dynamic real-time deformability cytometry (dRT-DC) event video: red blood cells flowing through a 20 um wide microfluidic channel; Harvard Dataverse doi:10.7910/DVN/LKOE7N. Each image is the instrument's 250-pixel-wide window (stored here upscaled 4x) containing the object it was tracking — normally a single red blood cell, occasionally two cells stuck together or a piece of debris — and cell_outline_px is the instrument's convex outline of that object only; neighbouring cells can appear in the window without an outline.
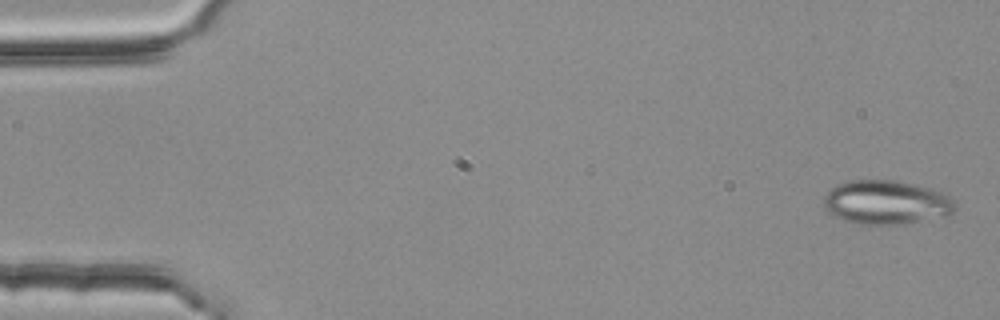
{"species": "common noctule bat (a hibernating species)", "species_latin": "Nyctalus noctula", "temperature_condition": "room temperature", "stored_images_in_passage": 4, "camera_frame_rate_fps": 3000, "um_per_image_px": 0.085, "animal": {"sex": "female", "body_mass_g": 25.1}, "frame": {"image": 1, "passage_image": 1, "time_ms": 0.0, "image_size_px": [1000, 320], "cell_outline_px": [[956, 208], [952, 212], [904, 224], [856, 224], [832, 216], [824, 208], [824, 196], [836, 184], [852, 180], [896, 180], [932, 188], [956, 200]], "centroid_in_image_um": [75.28, 17.19], "position_along_channel_um": 9.7, "area_um2": 33.52}}